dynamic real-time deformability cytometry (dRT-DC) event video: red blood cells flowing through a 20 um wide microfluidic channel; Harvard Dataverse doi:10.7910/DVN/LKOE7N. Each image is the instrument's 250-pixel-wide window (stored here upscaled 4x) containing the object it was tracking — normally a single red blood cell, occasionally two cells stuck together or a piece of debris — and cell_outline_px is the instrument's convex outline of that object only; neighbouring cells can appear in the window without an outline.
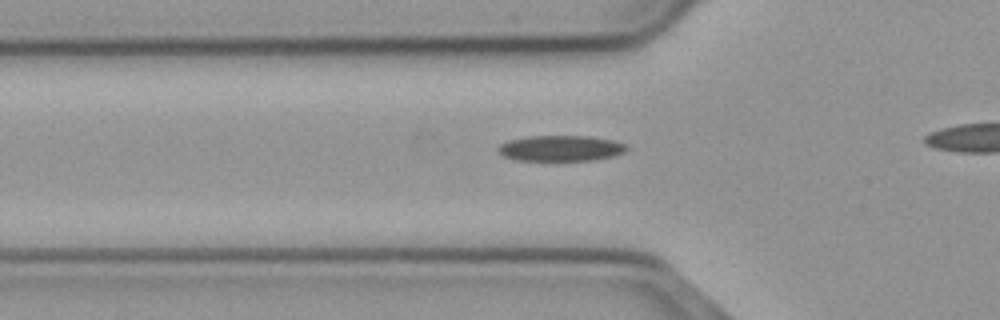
{"species": "common noctule bat (a hibernating species)", "species_latin": "Nyctalus noctula", "temperature_condition": "cold", "stored_images_in_passage": 30, "camera_frame_rate_fps": 3000, "um_per_image_px": 0.085, "animal": {"sex": "male", "body_mass_g": 23.1, "forearm_length_mm": 52.7}, "frame": {"image": 1, "passage_image": 4, "time_ms": 1.0, "image_size_px": [1000, 320], "cell_outline_px": [[628, 148], [624, 152], [616, 156], [592, 160], [516, 160], [504, 156], [496, 148], [500, 144], [508, 140], [528, 136], [588, 136], [612, 140], [624, 144]], "centroid_in_image_um": [47.65, 12.6], "position_along_channel_um": 78.1, "area_um2": 19.19}}
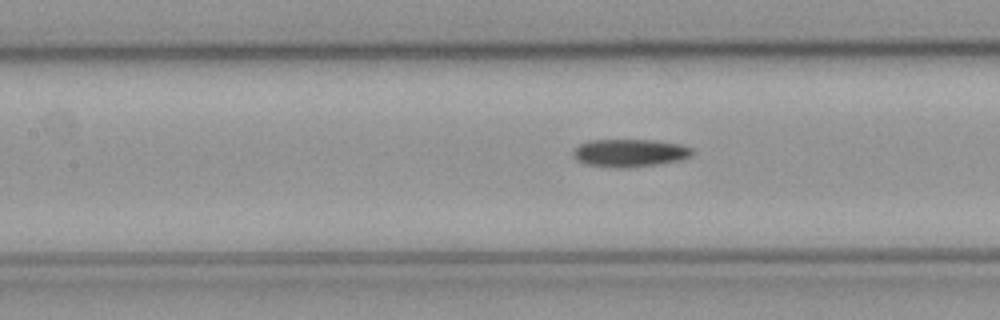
{"frame": {"image": 2, "passage_image": 10, "time_ms": 3.0, "image_size_px": [1000, 320], "cell_outline_px": [[696, 152], [692, 156], [680, 160], [656, 164], [584, 164], [576, 160], [572, 156], [572, 152], [580, 144], [588, 140], [656, 140], [680, 144], [692, 148]], "centroid_in_image_um": [53.58, 12.93], "position_along_channel_um": 153.8, "area_um2": 18.32}}
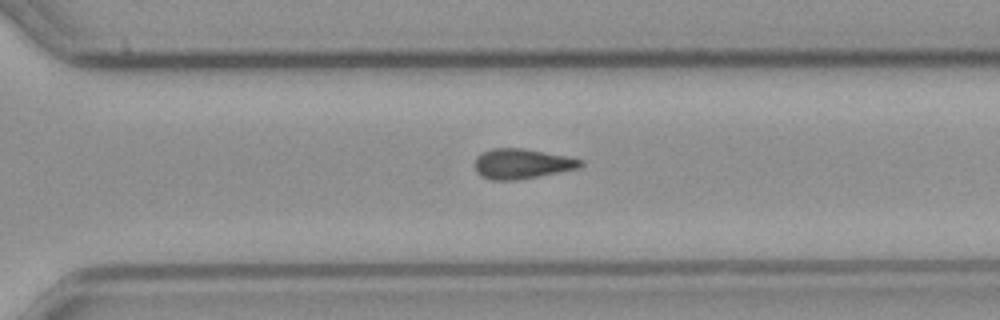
{"frame": {"image": 3, "passage_image": 24, "time_ms": 7.667, "image_size_px": [1000, 320], "cell_outline_px": [[584, 164], [580, 168], [560, 172], [516, 180], [492, 180], [476, 172], [476, 156], [480, 152], [492, 148], [524, 148], [568, 156], [584, 160]], "centroid_in_image_um": [44.4, 13.9], "position_along_channel_um": 326.2, "area_um2": 18.61}}